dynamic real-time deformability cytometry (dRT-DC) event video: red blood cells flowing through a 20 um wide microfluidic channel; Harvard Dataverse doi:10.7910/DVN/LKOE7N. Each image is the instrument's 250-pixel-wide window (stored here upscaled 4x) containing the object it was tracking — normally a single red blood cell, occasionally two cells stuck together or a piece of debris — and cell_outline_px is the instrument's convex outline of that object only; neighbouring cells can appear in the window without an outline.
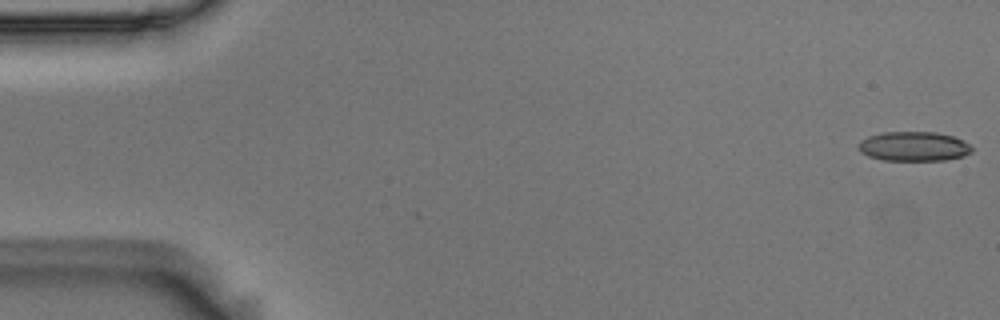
{"species": "Egyptian fruit bat (a non-hibernating species)", "species_latin": "Rousettus aegyptiacus", "temperature_condition": "room temperature", "stored_images_in_passage": 5, "camera_frame_rate_fps": 3000, "um_per_image_px": 0.085, "animal": {"sex": "male"}, "frame": {"image": 1, "passage_image": 1, "time_ms": 0.0, "image_size_px": [1000, 320], "cell_outline_px": [[972, 152], [964, 156], [944, 160], [884, 160], [868, 156], [860, 152], [860, 140], [868, 136], [880, 132], [936, 132], [952, 136], [968, 144], [972, 148]], "centroid_in_image_um": [77.65, 12.44], "position_along_channel_um": 7.3, "area_um2": 19.36}}
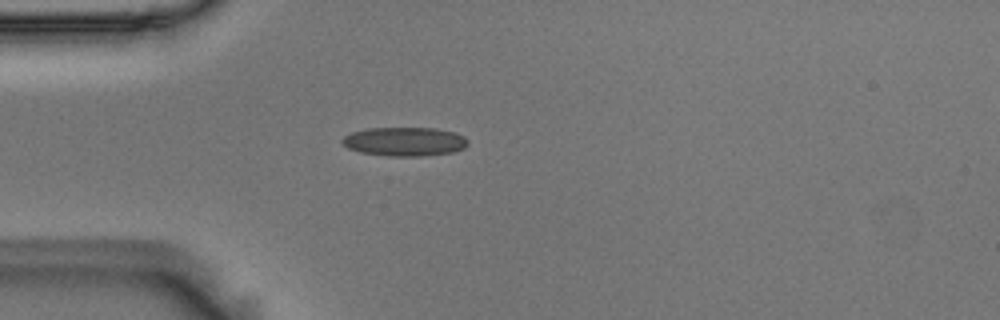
{"frame": {"image": 2, "passage_image": 5, "time_ms": 1.333, "image_size_px": [1000, 320], "cell_outline_px": [[468, 144], [464, 148], [452, 152], [420, 156], [388, 156], [360, 152], [348, 148], [340, 140], [344, 136], [352, 132], [368, 128], [436, 128], [456, 132], [464, 136], [468, 140]], "centroid_in_image_um": [34.41, 12.03], "position_along_channel_um": 50.6, "area_um2": 21.21}}